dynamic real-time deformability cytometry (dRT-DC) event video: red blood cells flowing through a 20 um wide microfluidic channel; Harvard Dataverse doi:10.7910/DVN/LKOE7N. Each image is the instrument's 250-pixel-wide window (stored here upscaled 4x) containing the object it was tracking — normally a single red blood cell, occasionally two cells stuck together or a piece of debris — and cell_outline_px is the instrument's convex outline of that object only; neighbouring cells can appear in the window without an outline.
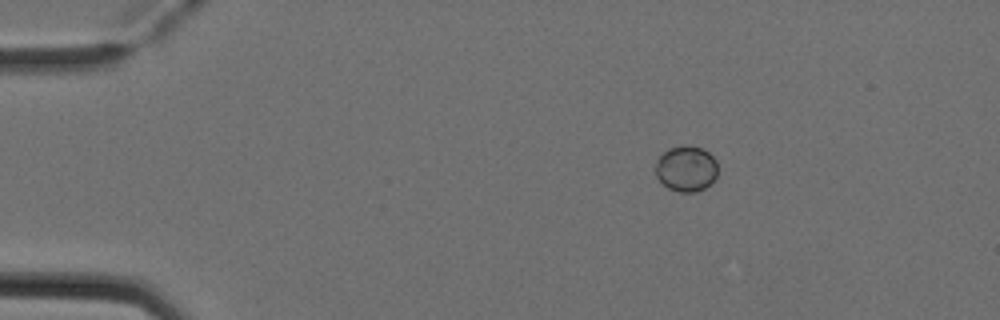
{"species": "Egyptian fruit bat (a non-hibernating species)", "species_latin": "Rousettus aegyptiacus", "temperature_condition": "cold", "stored_images_in_passage": 3, "camera_frame_rate_fps": 3000, "um_per_image_px": 0.085, "animal": {"sex": "female"}, "frame": {"image": 1, "passage_image": 1, "time_ms": 0.0, "image_size_px": [1000, 320], "cell_outline_px": [[716, 176], [704, 188], [696, 192], [680, 192], [668, 188], [656, 176], [656, 160], [664, 152], [672, 148], [684, 144], [688, 144], [700, 148], [708, 152], [716, 160]], "centroid_in_image_um": [58.31, 14.32], "position_along_channel_um": 26.7, "area_um2": 16.36}}
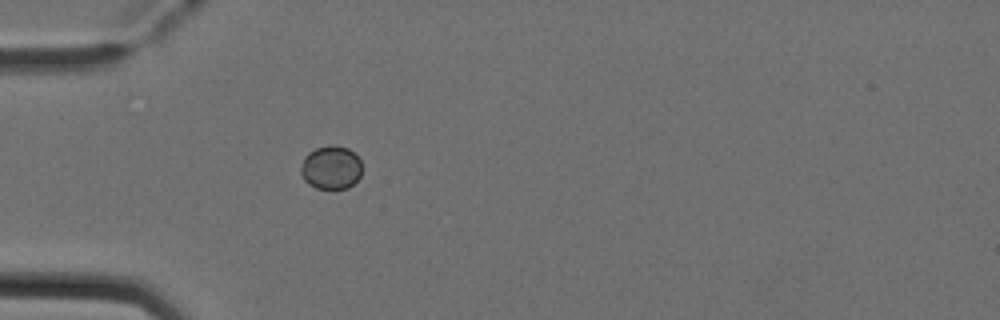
{"frame": {"image": 2, "passage_image": 3, "time_ms": 0.667, "image_size_px": [1000, 320], "cell_outline_px": [[360, 176], [348, 188], [316, 188], [308, 184], [304, 180], [300, 172], [300, 168], [304, 156], [308, 152], [316, 148], [328, 144], [336, 144], [348, 148], [360, 160]], "centroid_in_image_um": [28.09, 14.21], "position_along_channel_um": 56.9, "area_um2": 15.55}}